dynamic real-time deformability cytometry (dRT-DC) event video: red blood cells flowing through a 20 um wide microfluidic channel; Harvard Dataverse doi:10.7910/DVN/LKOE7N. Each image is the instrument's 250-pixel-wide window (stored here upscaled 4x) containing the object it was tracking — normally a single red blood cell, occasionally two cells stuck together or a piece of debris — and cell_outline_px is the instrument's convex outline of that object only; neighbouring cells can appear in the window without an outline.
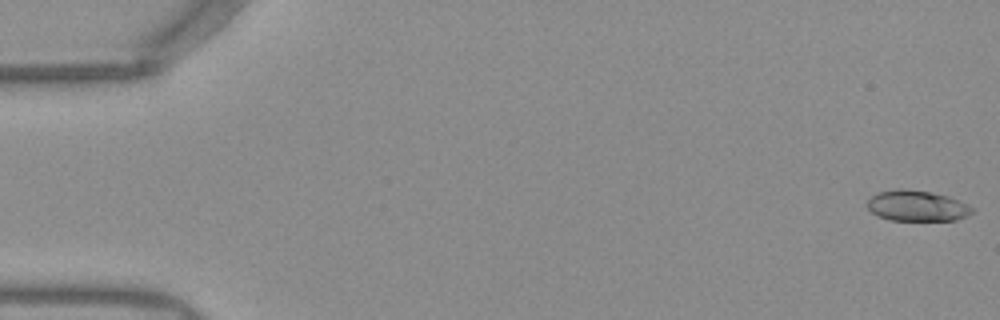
{"species": "Egyptian fruit bat (a non-hibernating species)", "species_latin": "Rousettus aegyptiacus", "temperature_condition": "warm", "stored_images_in_passage": 11, "camera_frame_rate_fps": 3000, "um_per_image_px": 0.085, "frame": {"image": 1, "passage_image": 1, "time_ms": 0.0, "image_size_px": [1000, 320], "cell_outline_px": [[972, 212], [956, 220], [888, 220], [876, 216], [868, 208], [868, 200], [872, 196], [880, 192], [900, 188], [928, 192], [948, 196], [972, 208]], "centroid_in_image_um": [77.88, 17.51], "position_along_channel_um": 7.1, "area_um2": 18.32}}